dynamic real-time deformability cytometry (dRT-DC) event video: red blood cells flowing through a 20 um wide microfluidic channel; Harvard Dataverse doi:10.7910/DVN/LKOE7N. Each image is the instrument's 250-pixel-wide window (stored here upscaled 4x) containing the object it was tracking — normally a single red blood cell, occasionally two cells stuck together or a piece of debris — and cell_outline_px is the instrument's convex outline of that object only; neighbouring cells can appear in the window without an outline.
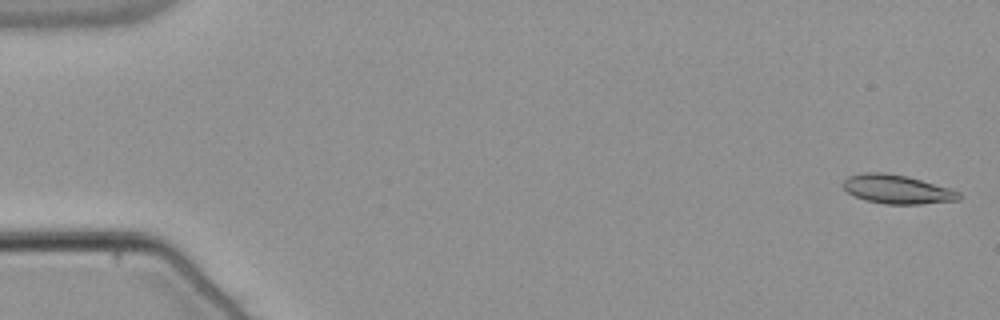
{"species": "common noctule bat (a hibernating species)", "species_latin": "Nyctalus noctula", "temperature_condition": "warm", "stored_images_in_passage": 55, "camera_frame_rate_fps": 3000, "um_per_image_px": 0.085, "animal": {"sex": "male", "body_mass_g": 21.5, "forearm_length_mm": 52.0}, "frame": {"image": 1, "passage_image": 2, "time_ms": 0.333, "image_size_px": [1000, 320], "cell_outline_px": [[960, 200], [920, 204], [884, 204], [864, 200], [848, 192], [840, 184], [848, 176], [864, 172], [880, 172], [908, 176], [948, 188], [960, 192]], "centroid_in_image_um": [76.22, 16.09], "position_along_channel_um": 8.8, "area_um2": 19.48}}
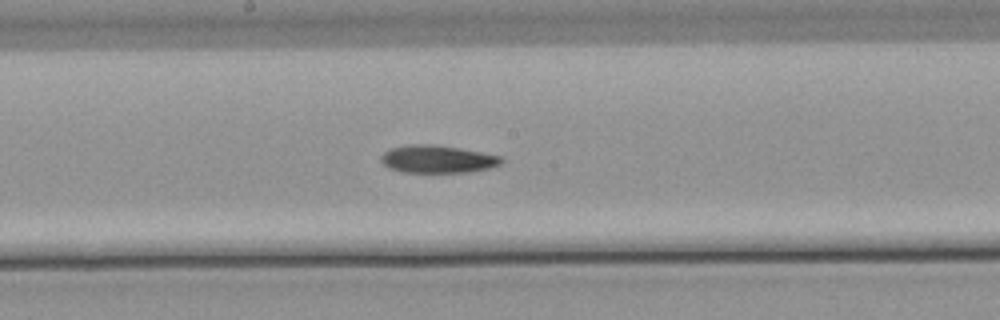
{"frame": {"image": 2, "passage_image": 30, "time_ms": 9.667, "image_size_px": [1000, 320], "cell_outline_px": [[504, 160], [500, 164], [488, 168], [468, 172], [400, 172], [388, 168], [380, 160], [380, 156], [388, 148], [408, 144], [436, 144], [460, 148], [500, 156]], "centroid_in_image_um": [37.12, 13.51], "position_along_channel_um": 211.1, "area_um2": 19.54}}
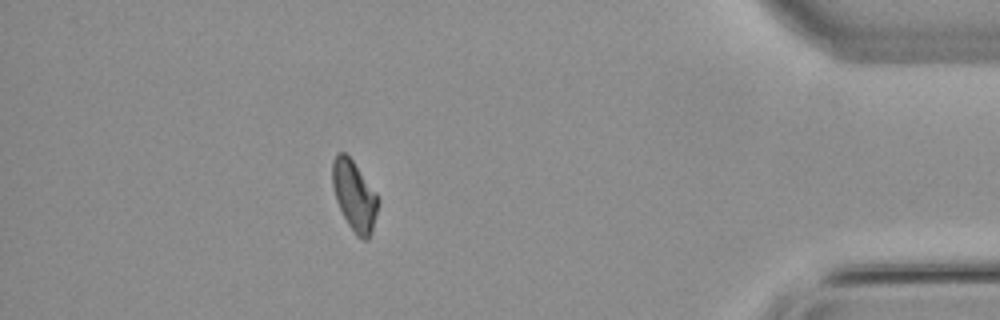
{"frame": {"image": 3, "passage_image": 49, "time_ms": 16.0, "image_size_px": [1000, 320], "cell_outline_px": [[380, 200], [372, 232], [368, 240], [364, 240], [356, 236], [348, 224], [336, 200], [332, 184], [332, 160], [336, 152], [344, 152], [352, 160], [376, 192]], "centroid_in_image_um": [30.12, 16.64], "position_along_channel_um": 405.1, "area_um2": 18.73}}